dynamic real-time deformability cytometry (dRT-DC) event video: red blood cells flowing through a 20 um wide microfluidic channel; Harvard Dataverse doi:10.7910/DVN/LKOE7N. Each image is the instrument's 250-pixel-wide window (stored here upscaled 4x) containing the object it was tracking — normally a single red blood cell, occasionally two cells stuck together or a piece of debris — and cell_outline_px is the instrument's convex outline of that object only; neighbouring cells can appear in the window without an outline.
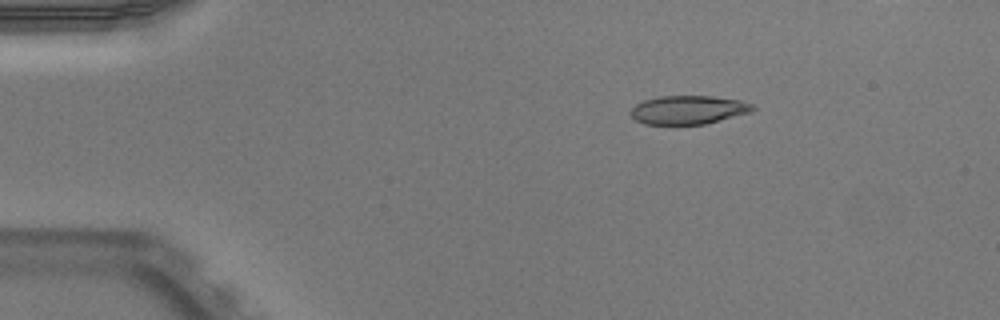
{"species": "Egyptian fruit bat (a non-hibernating species)", "species_latin": "Rousettus aegyptiacus", "temperature_condition": "warm", "stored_images_in_passage": 40, "camera_frame_rate_fps": 3000, "um_per_image_px": 0.085, "animal": {"sex": "male"}, "frame": {"image": 1, "passage_image": 1, "time_ms": 0.0, "image_size_px": [1000, 320], "cell_outline_px": [[756, 108], [752, 112], [704, 124], [644, 124], [636, 120], [632, 116], [632, 108], [636, 104], [644, 100], [660, 96], [712, 96], [740, 100], [752, 104]], "centroid_in_image_um": [58.54, 9.33], "position_along_channel_um": 26.5, "area_um2": 20.23}}
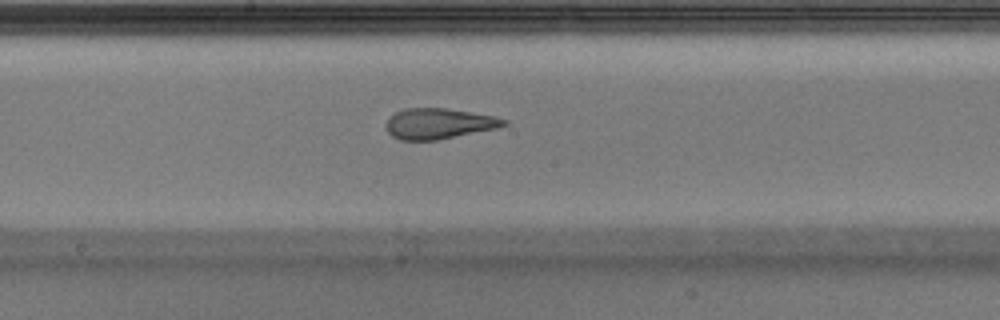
{"frame": {"image": 2, "passage_image": 20, "time_ms": 6.333, "image_size_px": [1000, 320], "cell_outline_px": [[508, 124], [496, 128], [436, 140], [400, 140], [392, 136], [388, 132], [384, 124], [388, 116], [404, 108], [448, 108], [492, 116], [508, 120]], "centroid_in_image_um": [37.23, 10.5], "position_along_channel_um": 211.0, "area_um2": 20.98}}
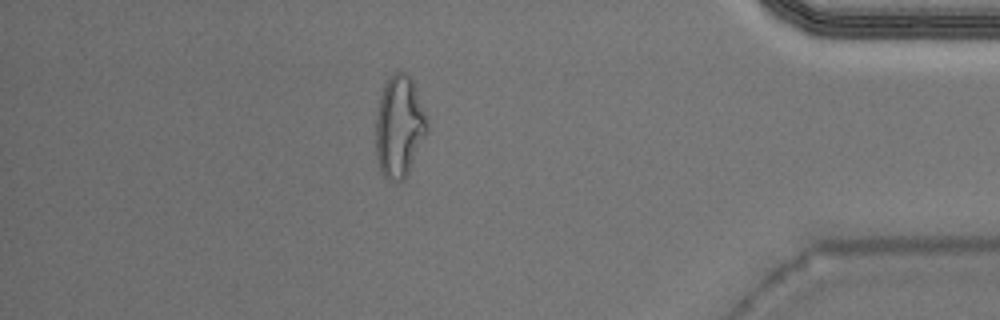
{"frame": {"image": 3, "passage_image": 37, "time_ms": 12.0, "image_size_px": [1000, 320], "cell_outline_px": [[428, 132], [404, 180], [388, 180], [380, 172], [376, 156], [376, 116], [380, 96], [384, 84], [396, 72], [404, 72], [412, 80], [416, 88], [428, 120]], "centroid_in_image_um": [33.94, 10.78], "position_along_channel_um": 401.3, "area_um2": 30.35}, "authors_computed_cell_mechanics": {"area_um2": 21.8484, "velocity_mm_per_s": 3.997, "shape_relaxation_time_tau1_ms": null, "shape_relaxation_time_tau2_ms": 1.2988, "deformation_change_tau1": null, "deformation_change_tau2": 0.1049}}